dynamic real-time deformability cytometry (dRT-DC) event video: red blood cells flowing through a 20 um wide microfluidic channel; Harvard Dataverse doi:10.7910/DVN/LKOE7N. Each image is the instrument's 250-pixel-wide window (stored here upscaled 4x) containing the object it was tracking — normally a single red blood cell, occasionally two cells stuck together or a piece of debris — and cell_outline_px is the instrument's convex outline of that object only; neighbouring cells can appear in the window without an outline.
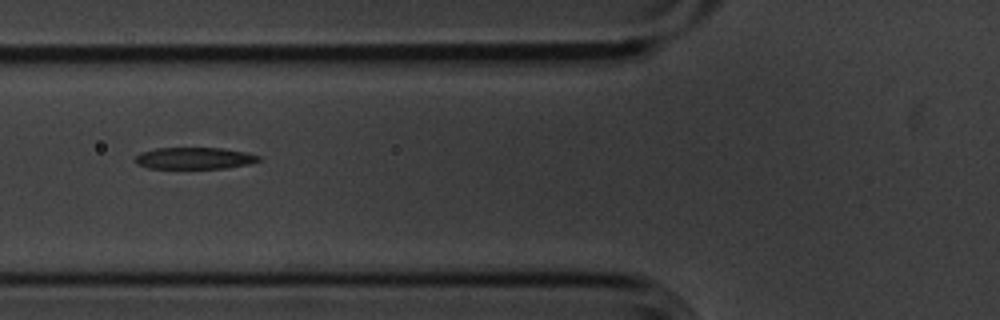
{"species": "common noctule bat (a hibernating species)", "species_latin": "Nyctalus noctula", "temperature_condition": "cold", "stored_images_in_passage": 10, "camera_frame_rate_fps": 3000, "um_per_image_px": 0.085, "animal": {"sex": "male", "body_mass_g": 20.1, "forearm_length_mm": 53.5}, "frame": {"image": 1, "passage_image": 6, "time_ms": 1.667, "image_size_px": [1000, 320], "cell_outline_px": [[260, 160], [248, 164], [228, 168], [148, 168], [136, 164], [132, 160], [140, 152], [156, 148], [220, 148], [248, 152], [260, 156]], "centroid_in_image_um": [16.49, 13.45], "position_along_channel_um": 109.3, "area_um2": 15.72}}
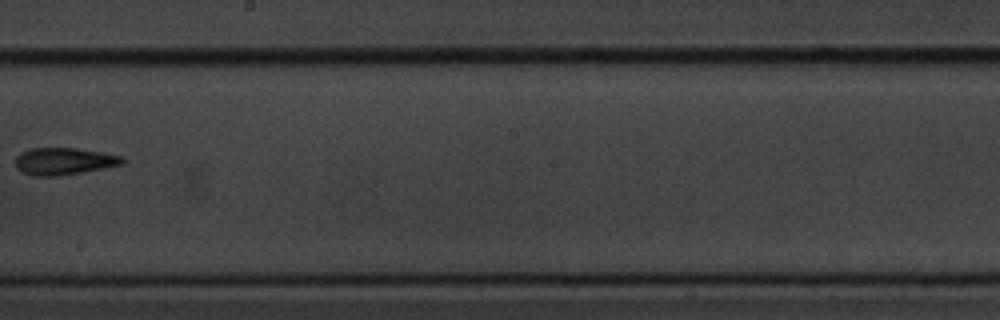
{"frame": {"image": 2, "passage_image": 9, "time_ms": 2.667, "image_size_px": [1000, 320], "cell_outline_px": [[124, 164], [80, 172], [52, 176], [36, 176], [24, 172], [16, 168], [16, 156], [20, 152], [32, 148], [76, 148], [124, 156]], "centroid_in_image_um": [5.43, 13.69], "position_along_channel_um": 242.8, "area_um2": 16.65}}
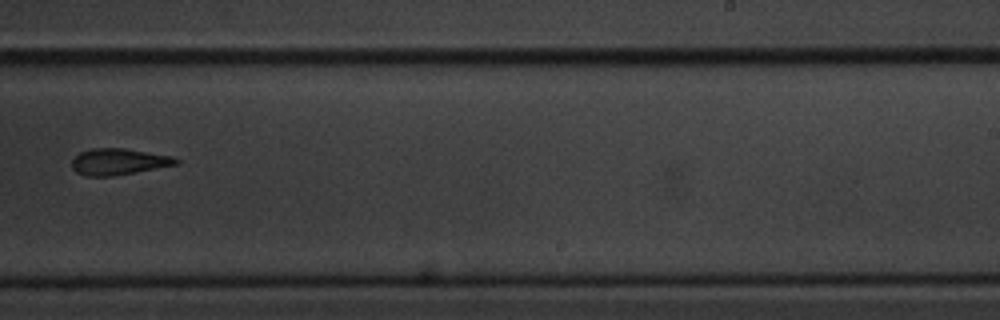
{"frame": {"image": 3, "passage_image": 10, "time_ms": 3.0, "image_size_px": [1000, 320], "cell_outline_px": [[180, 164], [112, 176], [84, 176], [76, 172], [72, 168], [72, 156], [80, 152], [92, 148], [124, 148], [172, 156], [180, 160]], "centroid_in_image_um": [10.06, 13.74], "position_along_channel_um": 278.9, "area_um2": 16.13}}